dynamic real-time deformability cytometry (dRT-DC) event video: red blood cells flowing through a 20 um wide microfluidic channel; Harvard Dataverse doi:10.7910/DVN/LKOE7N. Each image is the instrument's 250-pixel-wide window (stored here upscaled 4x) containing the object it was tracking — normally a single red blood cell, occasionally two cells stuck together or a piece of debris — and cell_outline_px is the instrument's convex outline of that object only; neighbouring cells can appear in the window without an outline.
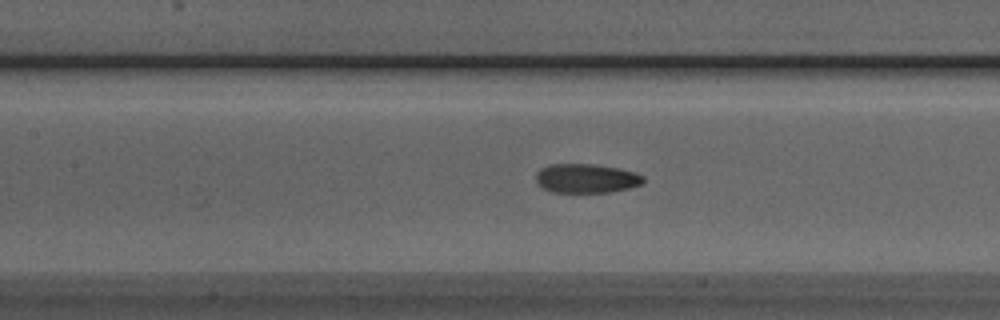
{"species": "Egyptian fruit bat (a non-hibernating species)", "species_latin": "Rousettus aegyptiacus", "temperature_condition": "room temperature", "stored_images_in_passage": 36, "camera_frame_rate_fps": 3000, "um_per_image_px": 0.085, "animal": {"sex": "male"}, "frame": {"image": 1, "passage_image": 8, "time_ms": 2.333, "image_size_px": [1000, 320], "cell_outline_px": [[644, 184], [612, 192], [552, 192], [536, 184], [536, 172], [540, 168], [548, 164], [596, 164], [620, 168], [636, 172], [644, 176]], "centroid_in_image_um": [49.84, 15.15], "position_along_channel_um": 157.6, "area_um2": 18.55}}
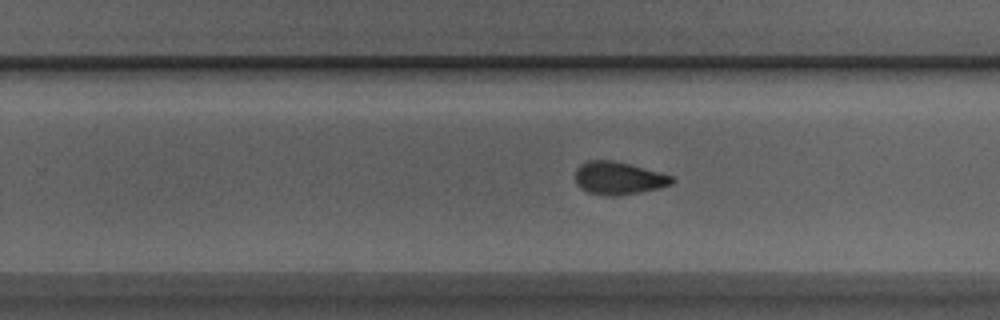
{"frame": {"image": 2, "passage_image": 17, "time_ms": 5.333, "image_size_px": [1000, 320], "cell_outline_px": [[676, 180], [672, 184], [660, 188], [640, 192], [616, 196], [608, 196], [588, 192], [580, 188], [576, 184], [576, 168], [580, 164], [588, 160], [612, 160], [660, 172], [672, 176]], "centroid_in_image_um": [52.57, 15.15], "position_along_channel_um": 277.2, "area_um2": 18.5}}
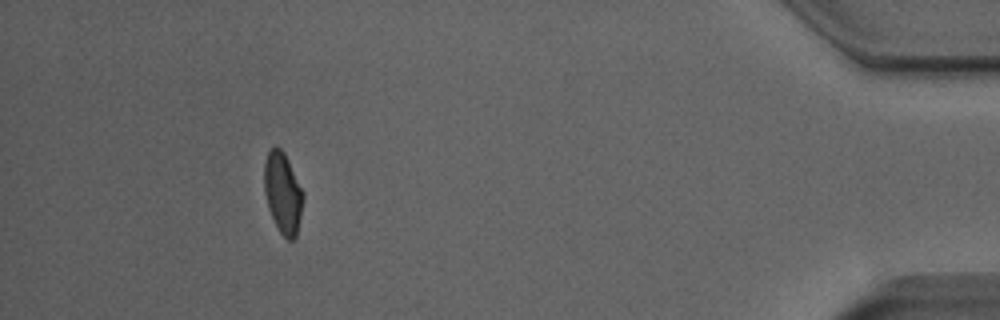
{"frame": {"image": 3, "passage_image": 32, "time_ms": 10.333, "image_size_px": [1000, 320], "cell_outline_px": [[304, 200], [296, 236], [292, 240], [288, 240], [280, 232], [268, 208], [264, 192], [264, 164], [268, 152], [276, 144], [284, 152], [304, 192]], "centroid_in_image_um": [24.04, 16.38], "position_along_channel_um": 411.2, "area_um2": 18.38}, "authors_computed_cell_mechanics": {"area_um2": 18.6116, "velocity_mm_per_s": 4.0033, "shape_relaxation_time_tau1_ms": 8.4073, "shape_relaxation_time_tau2_ms": 2.564, "deformation_change_tau1": 0.2182, "deformation_change_tau2": 0.079}}